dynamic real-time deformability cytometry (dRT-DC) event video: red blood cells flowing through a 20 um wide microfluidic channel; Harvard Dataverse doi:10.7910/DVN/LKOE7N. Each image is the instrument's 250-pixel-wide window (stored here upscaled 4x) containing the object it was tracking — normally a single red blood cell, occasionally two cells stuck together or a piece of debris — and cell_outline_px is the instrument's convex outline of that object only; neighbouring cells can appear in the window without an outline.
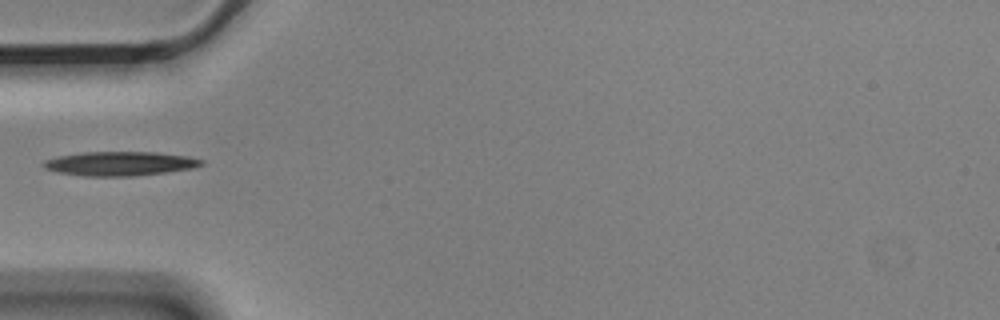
{"species": "Egyptian fruit bat (a non-hibernating species)", "species_latin": "Rousettus aegyptiacus", "temperature_condition": "cold", "stored_images_in_passage": 8, "camera_frame_rate_fps": 3000, "um_per_image_px": 0.085, "animal": {"sex": "male"}, "frame": {"image": 1, "passage_image": 6, "time_ms": 1.667, "image_size_px": [1000, 320], "cell_outline_px": [[204, 164], [192, 168], [168, 172], [132, 176], [84, 176], [56, 172], [44, 168], [40, 164], [44, 160], [56, 156], [84, 152], [156, 152], [188, 156], [204, 160]], "centroid_in_image_um": [10.16, 13.9], "position_along_channel_um": 74.8, "area_um2": 22.43}}
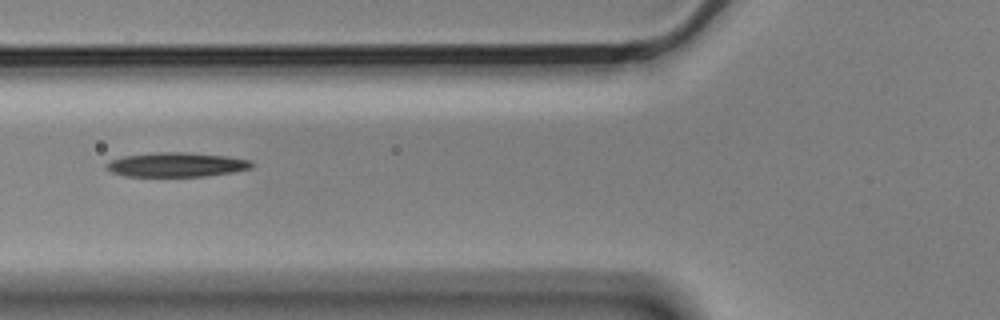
{"frame": {"image": 2, "passage_image": 7, "time_ms": 2.0, "image_size_px": [1000, 320], "cell_outline_px": [[252, 168], [232, 172], [208, 176], [124, 176], [112, 172], [104, 164], [108, 160], [124, 156], [156, 152], [184, 152], [228, 156], [252, 160]], "centroid_in_image_um": [15.0, 13.99], "position_along_channel_um": 110.8, "area_um2": 20.69}}
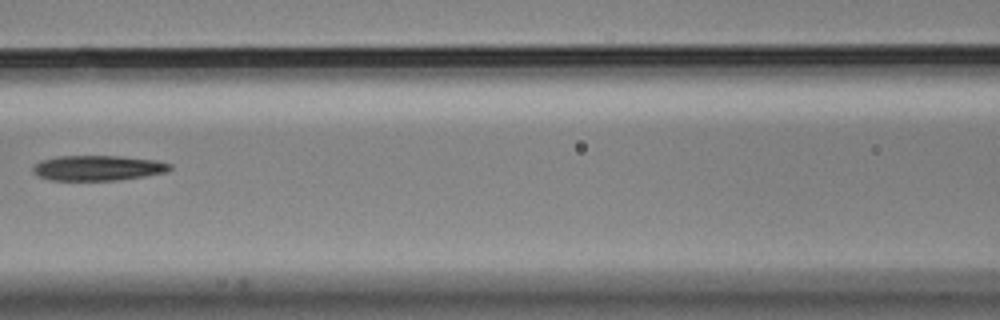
{"frame": {"image": 3, "passage_image": 8, "time_ms": 2.333, "image_size_px": [1000, 320], "cell_outline_px": [[172, 168], [168, 172], [120, 180], [48, 180], [32, 172], [32, 164], [40, 160], [56, 156], [120, 156], [156, 160], [172, 164]], "centroid_in_image_um": [8.3, 14.27], "position_along_channel_um": 158.3, "area_um2": 20.35}}